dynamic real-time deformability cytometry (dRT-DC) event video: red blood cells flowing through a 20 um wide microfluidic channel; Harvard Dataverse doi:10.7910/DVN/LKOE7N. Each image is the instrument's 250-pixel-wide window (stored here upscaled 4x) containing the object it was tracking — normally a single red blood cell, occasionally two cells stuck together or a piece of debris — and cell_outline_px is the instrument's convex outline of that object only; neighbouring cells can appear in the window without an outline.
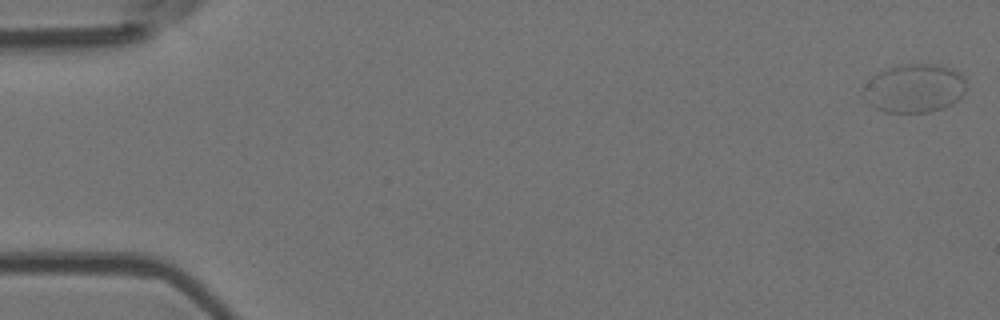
{"species": "Egyptian fruit bat (a non-hibernating species)", "species_latin": "Rousettus aegyptiacus", "temperature_condition": "room temperature", "stored_images_in_passage": 5, "camera_frame_rate_fps": 3000, "um_per_image_px": 0.085, "animal": {"sex": "female"}, "frame": {"image": 1, "passage_image": 1, "time_ms": 0.0, "image_size_px": [1000, 320], "cell_outline_px": [[964, 92], [952, 104], [944, 108], [928, 112], [884, 112], [868, 104], [864, 100], [868, 84], [872, 76], [888, 68], [900, 64], [940, 64], [952, 68], [960, 72], [964, 76]], "centroid_in_image_um": [77.75, 7.5], "position_along_channel_um": 7.2, "area_um2": 28.96}}
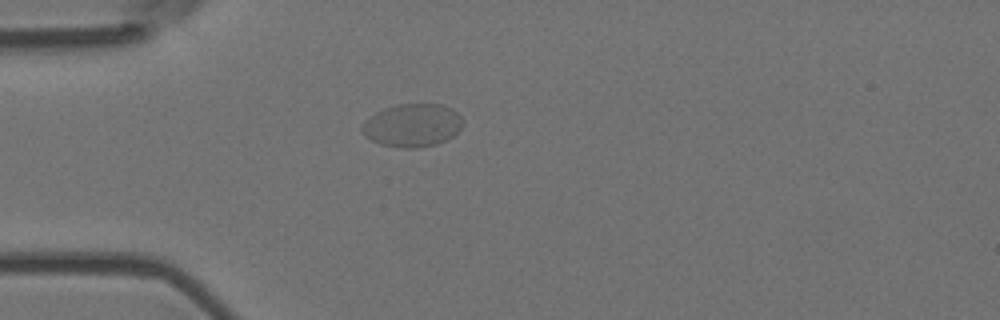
{"frame": {"image": 2, "passage_image": 5, "time_ms": 1.333, "image_size_px": [1000, 320], "cell_outline_px": [[464, 124], [448, 140], [436, 144], [416, 148], [400, 148], [380, 144], [364, 136], [360, 128], [364, 120], [376, 112], [384, 108], [396, 104], [440, 104], [452, 108], [464, 120]], "centroid_in_image_um": [35.04, 10.65], "position_along_channel_um": 50.0, "area_um2": 25.55}}